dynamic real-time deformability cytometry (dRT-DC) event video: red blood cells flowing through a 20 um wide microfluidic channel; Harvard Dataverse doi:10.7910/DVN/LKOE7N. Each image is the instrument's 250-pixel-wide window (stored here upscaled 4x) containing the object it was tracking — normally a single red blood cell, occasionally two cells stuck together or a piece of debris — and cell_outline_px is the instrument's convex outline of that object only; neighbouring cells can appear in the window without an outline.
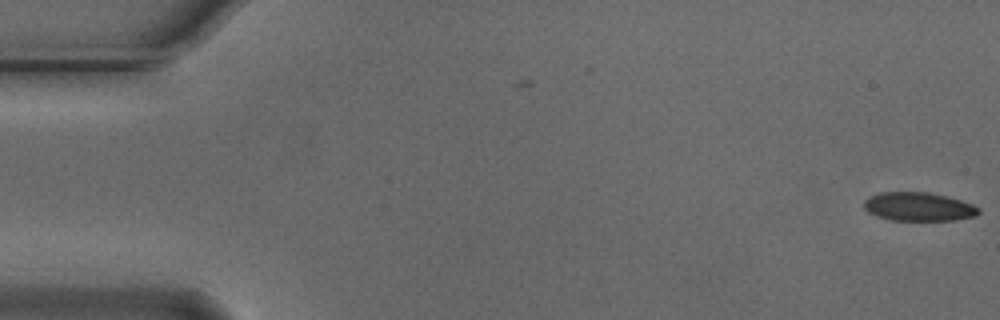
{"species": "Egyptian fruit bat (a non-hibernating species)", "species_latin": "Rousettus aegyptiacus", "temperature_condition": "cold", "stored_images_in_passage": 55, "camera_frame_rate_fps": 3000, "um_per_image_px": 0.085, "animal": {"sex": "male"}, "frame": {"image": 1, "passage_image": 1, "time_ms": 0.0, "image_size_px": [1000, 320], "cell_outline_px": [[980, 212], [976, 216], [952, 220], [892, 220], [876, 216], [868, 212], [864, 208], [864, 200], [880, 192], [928, 192], [948, 196], [972, 204], [980, 208]], "centroid_in_image_um": [78.09, 17.56], "position_along_channel_um": 6.9, "area_um2": 19.13}}
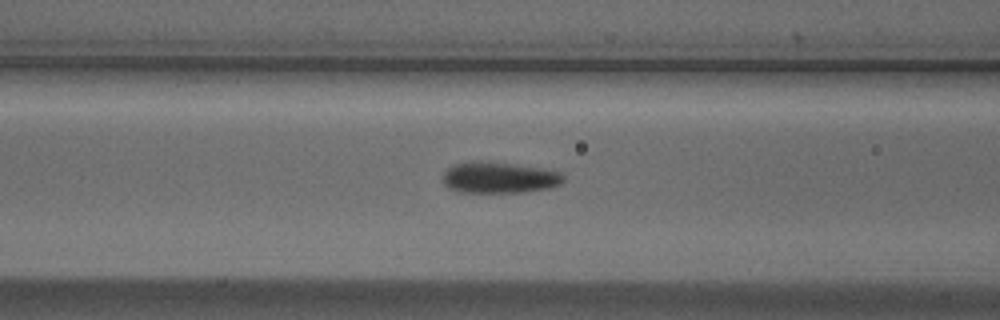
{"frame": {"image": 2, "passage_image": 22, "time_ms": 7.0, "image_size_px": [1000, 320], "cell_outline_px": [[564, 180], [560, 184], [548, 188], [524, 192], [456, 192], [448, 188], [444, 184], [444, 172], [448, 168], [456, 164], [512, 164], [544, 168], [560, 172], [564, 176]], "centroid_in_image_um": [42.49, 15.14], "position_along_channel_um": 124.1, "area_um2": 21.1}}
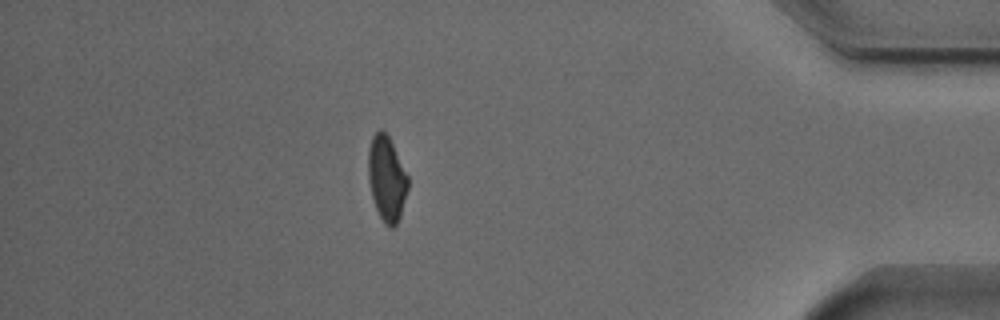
{"frame": {"image": 3, "passage_image": 48, "time_ms": 15.667, "image_size_px": [1000, 320], "cell_outline_px": [[408, 188], [400, 216], [396, 224], [392, 228], [388, 228], [384, 224], [376, 208], [372, 196], [368, 180], [368, 148], [372, 136], [380, 128], [388, 136], [408, 176]], "centroid_in_image_um": [32.85, 15.19], "position_along_channel_um": 402.3, "area_um2": 19.54}, "authors_computed_cell_mechanics": {"area_um2": 20.7502, "velocity_mm_per_s": 3.7455, "shape_relaxation_time_tau1_ms": 4.722, "shape_relaxation_time_tau2_ms": 2.56, "deformation_change_tau1": 0.1369, "deformation_change_tau2": 0.0688}}